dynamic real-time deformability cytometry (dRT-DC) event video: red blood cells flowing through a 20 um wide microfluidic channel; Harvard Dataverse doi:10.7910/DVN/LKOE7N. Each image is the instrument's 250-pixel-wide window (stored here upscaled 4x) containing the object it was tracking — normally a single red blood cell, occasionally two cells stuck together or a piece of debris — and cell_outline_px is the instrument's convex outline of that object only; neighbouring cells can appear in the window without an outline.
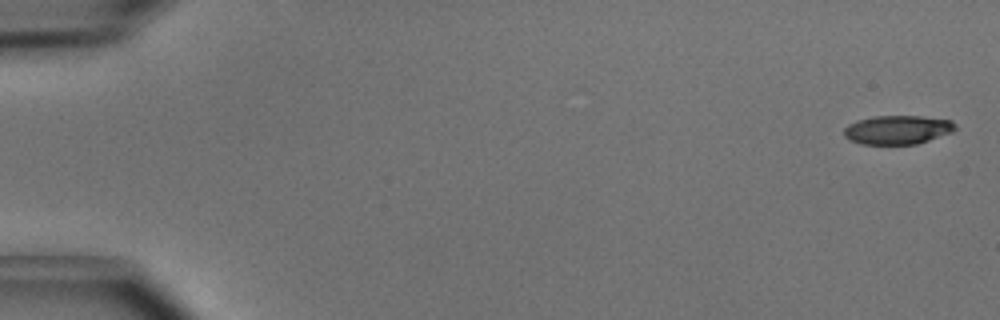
{"species": "common noctule bat (a hibernating species)", "species_latin": "Nyctalus noctula", "temperature_condition": "cold", "stored_images_in_passage": 5, "camera_frame_rate_fps": 3000, "um_per_image_px": 0.085, "animal": {"sex": "male", "body_mass_g": 15.6}, "frame": {"image": 1, "passage_image": 1, "time_ms": 0.0, "image_size_px": [1000, 320], "cell_outline_px": [[956, 128], [952, 132], [916, 144], [860, 144], [844, 136], [844, 128], [848, 124], [856, 120], [876, 116], [920, 116], [952, 120], [956, 124]], "centroid_in_image_um": [76.29, 11.02], "position_along_channel_um": 8.7, "area_um2": 18.67}}
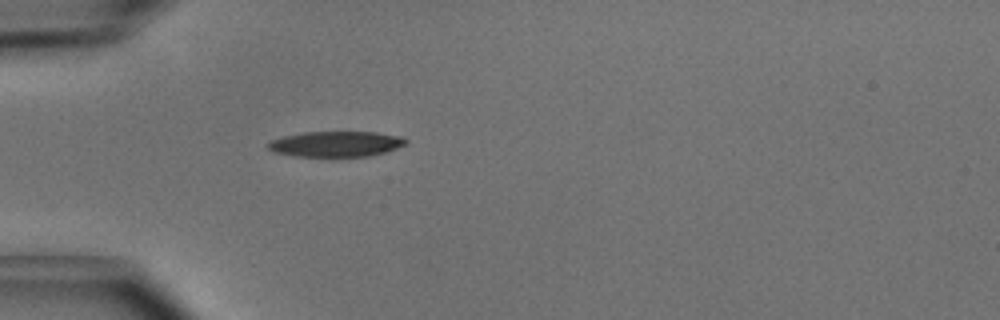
{"frame": {"image": 2, "passage_image": 5, "time_ms": 1.333, "image_size_px": [1000, 320], "cell_outline_px": [[408, 144], [388, 152], [368, 156], [332, 160], [292, 156], [272, 152], [264, 144], [272, 140], [284, 136], [304, 132], [376, 132], [400, 136], [408, 140]], "centroid_in_image_um": [28.54, 12.3], "position_along_channel_um": 56.5, "area_um2": 21.79}}